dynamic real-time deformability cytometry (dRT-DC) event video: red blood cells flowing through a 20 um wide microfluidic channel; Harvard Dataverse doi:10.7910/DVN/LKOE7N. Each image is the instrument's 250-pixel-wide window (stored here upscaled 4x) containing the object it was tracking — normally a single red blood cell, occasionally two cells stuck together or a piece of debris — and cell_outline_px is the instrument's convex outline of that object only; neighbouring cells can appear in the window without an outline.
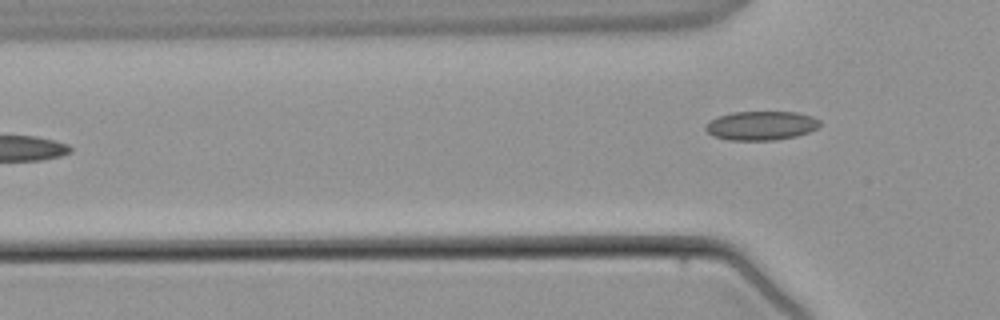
{"species": "common noctule bat (a hibernating species)", "species_latin": "Nyctalus noctula", "temperature_condition": "warm", "stored_images_in_passage": 5, "camera_frame_rate_fps": 3000, "um_per_image_px": 0.085, "animal": {"sex": "male", "body_mass_g": 21.5, "forearm_length_mm": 52.0}, "frame": {"image": 1, "passage_image": 5, "time_ms": 4.667, "image_size_px": [1000, 320], "cell_outline_px": [[820, 124], [816, 128], [808, 132], [796, 136], [772, 140], [728, 140], [712, 136], [704, 128], [712, 120], [720, 116], [732, 112], [796, 112], [812, 116], [820, 120]], "centroid_in_image_um": [64.7, 10.68], "position_along_channel_um": 61.1, "area_um2": 19.13}}